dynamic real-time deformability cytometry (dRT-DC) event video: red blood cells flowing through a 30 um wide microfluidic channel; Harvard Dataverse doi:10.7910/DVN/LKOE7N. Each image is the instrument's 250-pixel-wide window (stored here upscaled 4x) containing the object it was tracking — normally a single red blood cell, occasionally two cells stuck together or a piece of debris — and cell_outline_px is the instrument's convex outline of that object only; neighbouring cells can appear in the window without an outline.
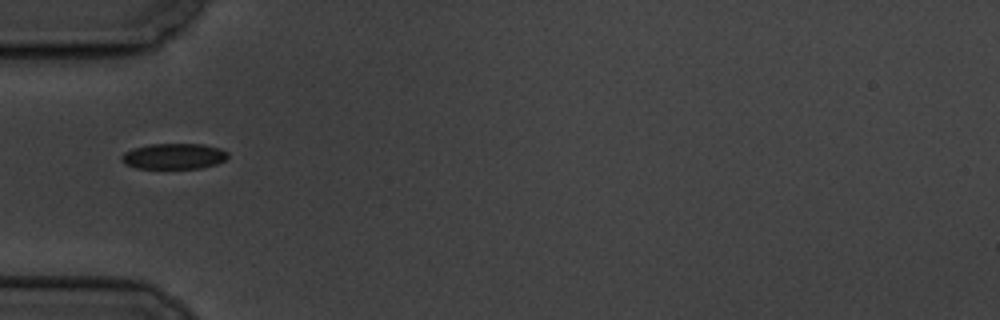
{"species": "common noctule bat (a hibernating species)", "species_latin": "Nyctalus noctula", "temperature_condition": "cold", "stored_images_in_passage": 5, "camera_frame_rate_fps": 3000, "um_per_image_px": 0.085, "animal": {"sex": "male", "body_mass_g": 19.5, "forearm_length_mm": 54.6}, "frame": {"image": 1, "passage_image": 3, "time_ms": 2.333, "image_size_px": [1000, 320], "cell_outline_px": [[228, 156], [224, 160], [216, 164], [200, 168], [136, 168], [124, 164], [120, 160], [120, 156], [124, 152], [132, 148], [148, 144], [204, 144], [220, 148], [228, 152]], "centroid_in_image_um": [14.74, 13.27], "position_along_channel_um": 70.3, "area_um2": 16.07}}
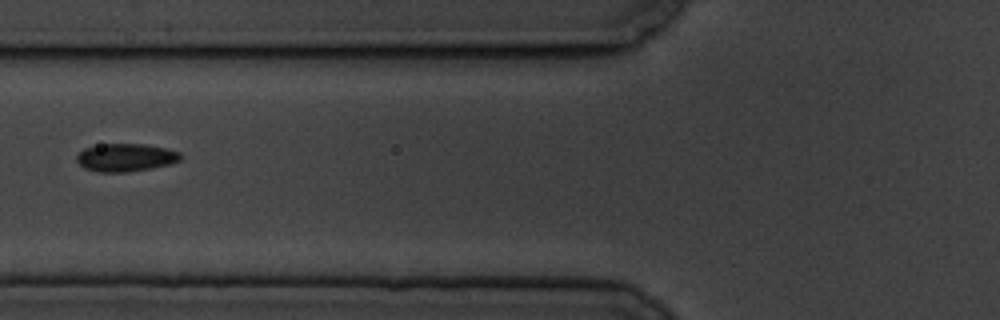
{"frame": {"image": 2, "passage_image": 4, "time_ms": 3.667, "image_size_px": [1000, 320], "cell_outline_px": [[180, 160], [168, 164], [152, 168], [124, 172], [96, 172], [84, 168], [76, 160], [76, 156], [84, 148], [100, 144], [144, 144], [164, 148], [180, 152]], "centroid_in_image_um": [10.64, 13.39], "position_along_channel_um": 115.2, "area_um2": 16.76}}
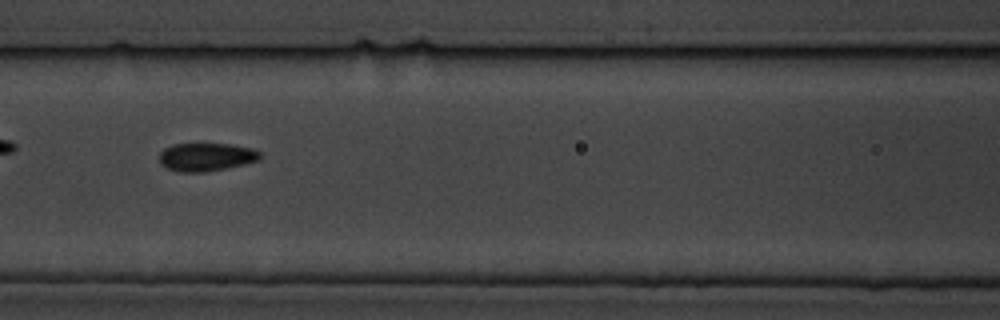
{"frame": {"image": 3, "passage_image": 5, "time_ms": 4.667, "image_size_px": [1000, 320], "cell_outline_px": [[260, 160], [244, 164], [204, 172], [180, 172], [168, 168], [160, 164], [160, 152], [164, 148], [176, 144], [232, 144], [252, 148], [260, 152]], "centroid_in_image_um": [17.53, 13.34], "position_along_channel_um": 149.1, "area_um2": 16.42}}